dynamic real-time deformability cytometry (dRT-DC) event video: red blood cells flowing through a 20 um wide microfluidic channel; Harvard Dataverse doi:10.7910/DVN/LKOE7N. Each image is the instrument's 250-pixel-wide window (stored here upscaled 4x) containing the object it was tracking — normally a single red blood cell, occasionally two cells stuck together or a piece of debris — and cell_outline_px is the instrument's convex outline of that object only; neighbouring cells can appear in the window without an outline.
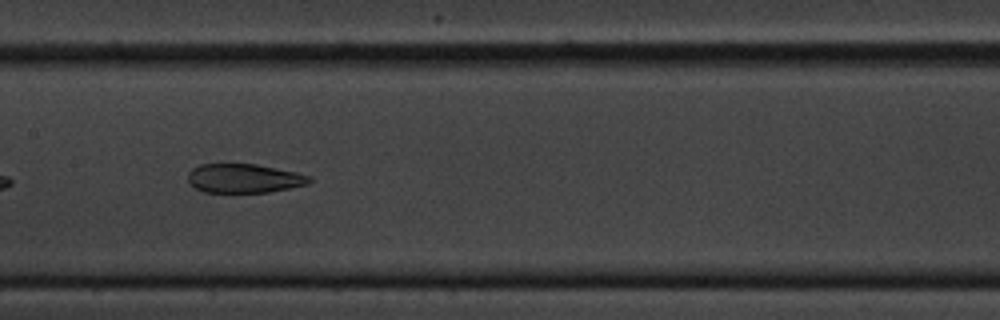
{"species": "common noctule bat (a hibernating species)", "species_latin": "Nyctalus noctula", "temperature_condition": "cold", "stored_images_in_passage": 32, "camera_frame_rate_fps": 3000, "um_per_image_px": 0.085, "animal": {"sex": "male", "body_mass_g": 20.1, "forearm_length_mm": 53.5}, "frame": {"image": 1, "passage_image": 19, "time_ms": 6.0, "image_size_px": [1000, 320], "cell_outline_px": [[312, 180], [308, 184], [268, 192], [204, 192], [196, 188], [188, 180], [188, 172], [192, 168], [200, 164], [256, 164], [296, 172], [312, 176]], "centroid_in_image_um": [20.75, 15.15], "position_along_channel_um": 186.6, "area_um2": 20.46}}
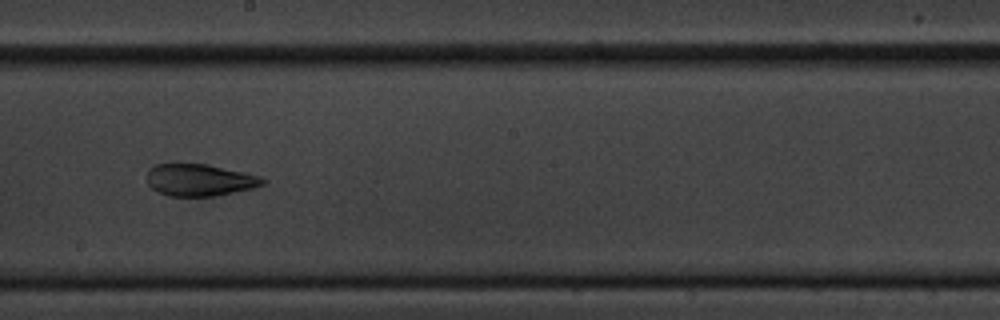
{"frame": {"image": 2, "passage_image": 23, "time_ms": 7.333, "image_size_px": [1000, 320], "cell_outline_px": [[268, 180], [264, 184], [252, 188], [216, 196], [168, 196], [156, 192], [148, 184], [148, 168], [156, 164], [204, 164], [244, 172]], "centroid_in_image_um": [16.93, 15.31], "position_along_channel_um": 231.3, "area_um2": 21.44}}
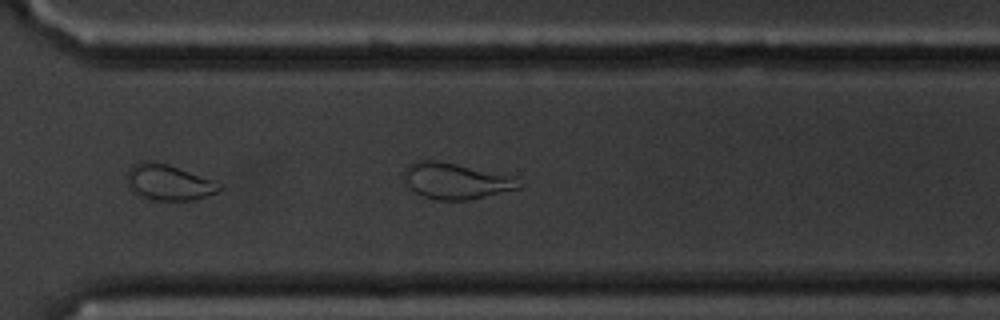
{"frame": {"image": 3, "passage_image": 32, "time_ms": 10.333, "image_size_px": [1000, 320], "cell_outline_px": [[524, 184], [520, 188], [468, 200], [440, 200], [424, 196], [416, 192], [408, 184], [404, 176], [404, 168], [412, 160], [436, 160], [516, 176]], "centroid_in_image_um": [38.78, 15.36], "position_along_channel_um": 331.8, "area_um2": 24.16}}